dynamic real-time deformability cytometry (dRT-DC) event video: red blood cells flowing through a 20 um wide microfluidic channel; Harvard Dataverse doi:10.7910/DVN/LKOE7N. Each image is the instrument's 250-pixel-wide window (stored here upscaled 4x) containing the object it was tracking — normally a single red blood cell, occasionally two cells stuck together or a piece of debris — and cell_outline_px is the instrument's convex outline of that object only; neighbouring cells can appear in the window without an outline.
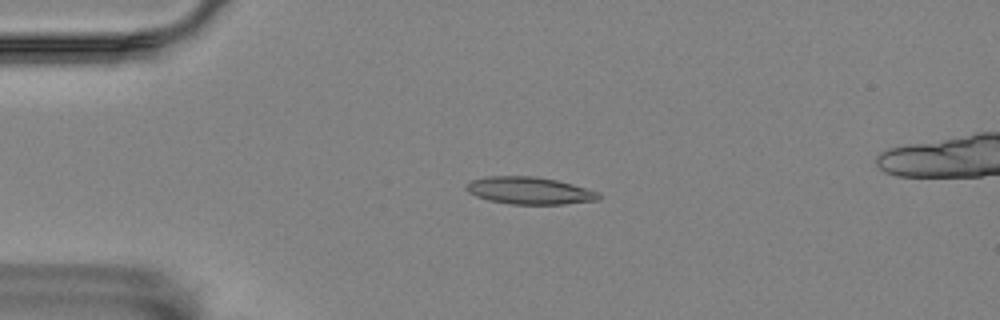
{"species": "Egyptian fruit bat (a non-hibernating species)", "species_latin": "Rousettus aegyptiacus", "temperature_condition": "room temperature", "stored_images_in_passage": 55, "camera_frame_rate_fps": 3000, "um_per_image_px": 0.085, "animal": {"sex": "female"}, "frame": {"image": 1, "passage_image": 12, "time_ms": 3.667, "image_size_px": [1000, 320], "cell_outline_px": [[600, 200], [564, 204], [512, 204], [488, 200], [476, 196], [468, 192], [464, 188], [464, 184], [472, 180], [484, 176], [536, 176], [556, 180], [572, 184], [600, 192]], "centroid_in_image_um": [44.98, 16.2], "position_along_channel_um": 40.0, "area_um2": 21.21}}
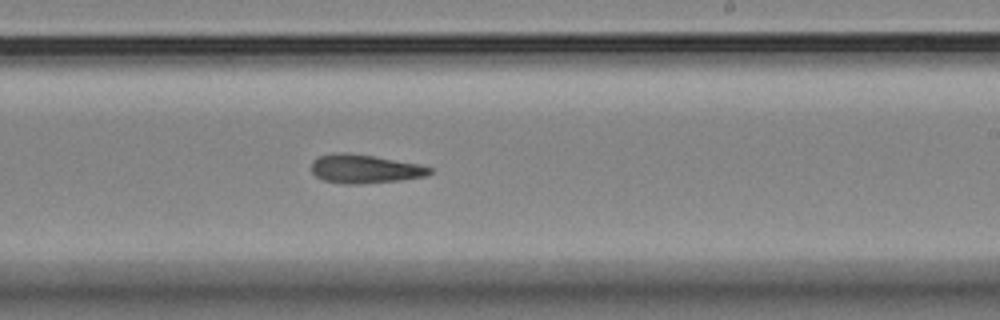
{"frame": {"image": 2, "passage_image": 33, "time_ms": 10.667, "image_size_px": [1000, 320], "cell_outline_px": [[432, 172], [428, 176], [400, 180], [360, 184], [344, 184], [324, 180], [316, 176], [312, 172], [312, 160], [320, 156], [332, 152], [344, 152], [376, 156], [420, 164], [432, 168]], "centroid_in_image_um": [31.02, 14.34], "position_along_channel_um": 258.0, "area_um2": 20.0}}
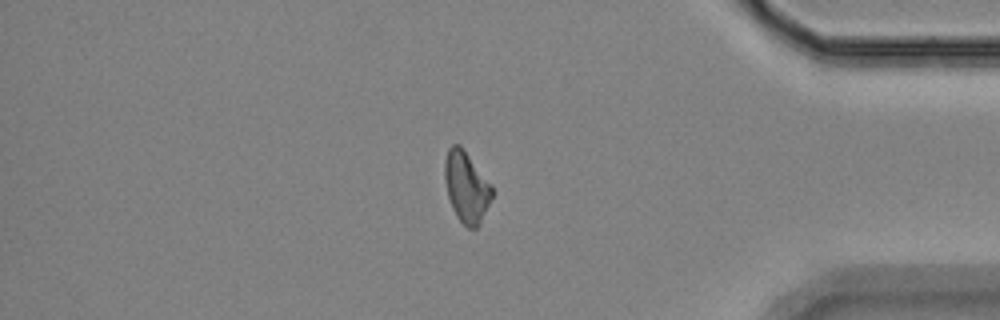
{"frame": {"image": 3, "passage_image": 47, "time_ms": 15.333, "image_size_px": [1000, 320], "cell_outline_px": [[492, 196], [480, 224], [476, 228], [468, 228], [456, 216], [452, 208], [448, 196], [444, 180], [444, 160], [448, 148], [452, 144], [460, 144], [492, 184]], "centroid_in_image_um": [39.63, 15.86], "position_along_channel_um": 395.6, "area_um2": 19.65}}